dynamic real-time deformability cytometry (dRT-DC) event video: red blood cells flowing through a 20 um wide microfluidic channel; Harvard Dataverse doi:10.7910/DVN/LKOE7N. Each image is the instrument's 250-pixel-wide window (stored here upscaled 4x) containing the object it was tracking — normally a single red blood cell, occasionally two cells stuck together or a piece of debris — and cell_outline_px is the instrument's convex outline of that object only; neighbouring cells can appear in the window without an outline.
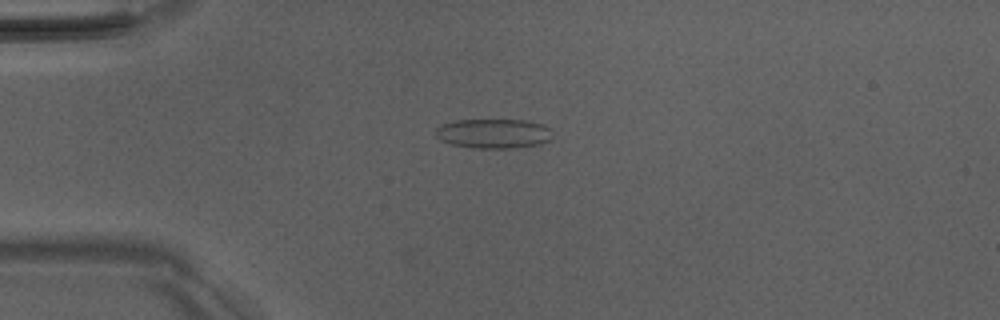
{"species": "Egyptian fruit bat (a non-hibernating species)", "species_latin": "Rousettus aegyptiacus", "temperature_condition": "room temperature", "stored_images_in_passage": 5, "camera_frame_rate_fps": 3000, "um_per_image_px": 0.085, "animal": {"sex": "male"}, "frame": {"image": 1, "passage_image": 3, "time_ms": 2.333, "image_size_px": [1000, 320], "cell_outline_px": [[552, 140], [540, 144], [520, 148], [476, 148], [452, 144], [440, 140], [436, 136], [436, 128], [440, 124], [452, 120], [524, 120], [540, 124], [548, 128], [552, 136]], "centroid_in_image_um": [41.93, 11.35], "position_along_channel_um": 43.1, "area_um2": 20.23}}